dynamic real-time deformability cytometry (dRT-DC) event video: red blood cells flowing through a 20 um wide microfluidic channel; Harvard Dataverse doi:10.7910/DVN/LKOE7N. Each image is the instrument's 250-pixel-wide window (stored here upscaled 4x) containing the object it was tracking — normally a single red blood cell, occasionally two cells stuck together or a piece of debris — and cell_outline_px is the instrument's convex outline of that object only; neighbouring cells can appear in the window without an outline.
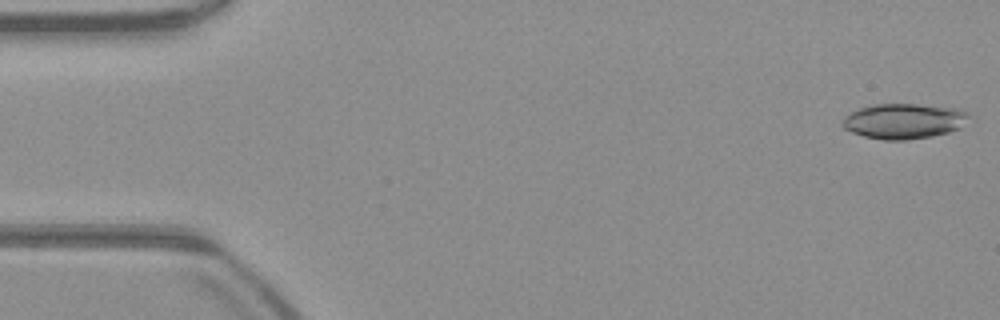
{"species": "common noctule bat (a hibernating species)", "species_latin": "Nyctalus noctula", "temperature_condition": "warm", "stored_images_in_passage": 11, "camera_frame_rate_fps": 3000, "um_per_image_px": 0.085, "animal": {"sex": "male", "body_mass_g": 23.1, "forearm_length_mm": 52.7}, "frame": {"image": 1, "passage_image": 1, "time_ms": 0.0, "image_size_px": [1000, 320], "cell_outline_px": [[972, 116], [960, 128], [948, 132], [932, 136], [908, 140], [884, 140], [864, 136], [852, 132], [844, 128], [840, 124], [844, 116], [860, 108], [872, 104], [916, 104], [956, 108], [968, 112]], "centroid_in_image_um": [76.84, 10.29], "position_along_channel_um": 8.2, "area_um2": 26.13}}